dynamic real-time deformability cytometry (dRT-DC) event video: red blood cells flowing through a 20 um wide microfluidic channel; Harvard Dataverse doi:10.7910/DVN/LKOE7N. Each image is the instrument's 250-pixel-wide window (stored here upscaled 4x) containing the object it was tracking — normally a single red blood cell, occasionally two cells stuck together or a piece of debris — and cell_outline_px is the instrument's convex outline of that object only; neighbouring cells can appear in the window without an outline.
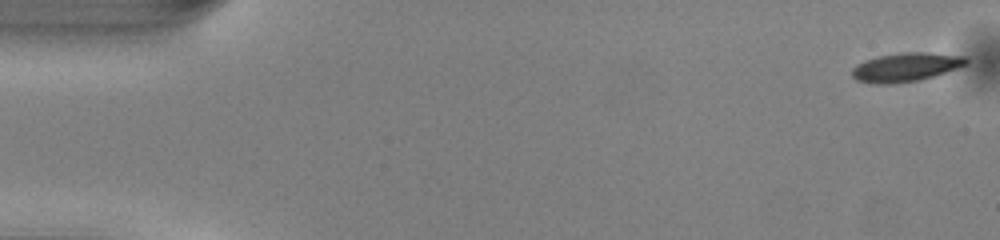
{"species": "common noctule bat (a hibernating species)", "species_latin": "Nyctalus noctula", "temperature_condition": "warm", "stored_images_in_passage": 50, "camera_frame_rate_fps": 3000, "um_per_image_px": 0.085, "animal": {"sex": "male", "body_mass_g": 13.0, "forearm_length_mm": 53.1}, "frame": {"image": 1, "passage_image": 1, "time_ms": 0.0, "image_size_px": [1000, 240], "cell_outline_px": [[968, 64], [920, 80], [896, 84], [876, 84], [856, 80], [852, 76], [852, 68], [856, 64], [864, 60], [880, 56], [900, 52], [928, 52], [964, 56], [968, 60]], "centroid_in_image_um": [76.96, 5.71], "position_along_channel_um": 8.0, "area_um2": 19.19}}
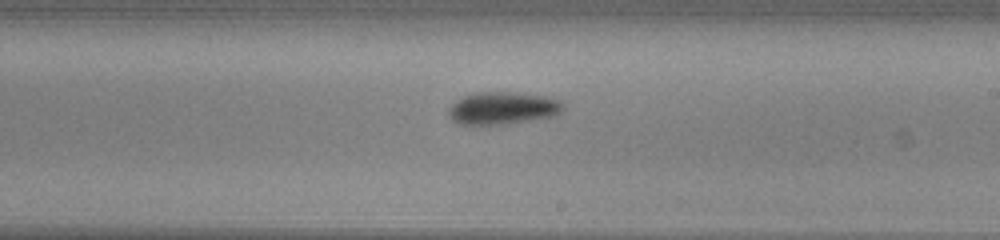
{"frame": {"image": 2, "passage_image": 29, "time_ms": 9.333, "image_size_px": [1000, 240], "cell_outline_px": [[564, 108], [560, 112], [552, 116], [532, 120], [504, 124], [460, 124], [452, 120], [448, 116], [448, 108], [456, 100], [464, 96], [476, 92], [516, 92], [548, 96], [560, 100], [564, 104]], "centroid_in_image_um": [42.73, 9.18], "position_along_channel_um": 246.3, "area_um2": 21.79}}
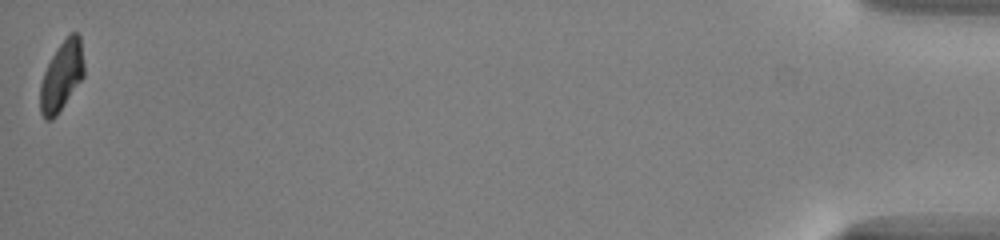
{"frame": {"image": 3, "passage_image": 50, "time_ms": 16.333, "image_size_px": [1000, 240], "cell_outline_px": [[84, 76], [56, 116], [52, 120], [44, 120], [40, 112], [40, 84], [44, 72], [56, 48], [72, 32], [76, 32], [80, 36], [84, 64]], "centroid_in_image_um": [5.23, 6.48], "position_along_channel_um": 430.0, "area_um2": 17.69}, "authors_computed_cell_mechanics": {"area_um2": 19.6231, "velocity_mm_per_s": 4.0765, "shape_relaxation_time_tau1_ms": 1.8201, "shape_relaxation_time_tau2_ms": null, "deformation_change_tau1": 0.1075, "deformation_change_tau2": null}}